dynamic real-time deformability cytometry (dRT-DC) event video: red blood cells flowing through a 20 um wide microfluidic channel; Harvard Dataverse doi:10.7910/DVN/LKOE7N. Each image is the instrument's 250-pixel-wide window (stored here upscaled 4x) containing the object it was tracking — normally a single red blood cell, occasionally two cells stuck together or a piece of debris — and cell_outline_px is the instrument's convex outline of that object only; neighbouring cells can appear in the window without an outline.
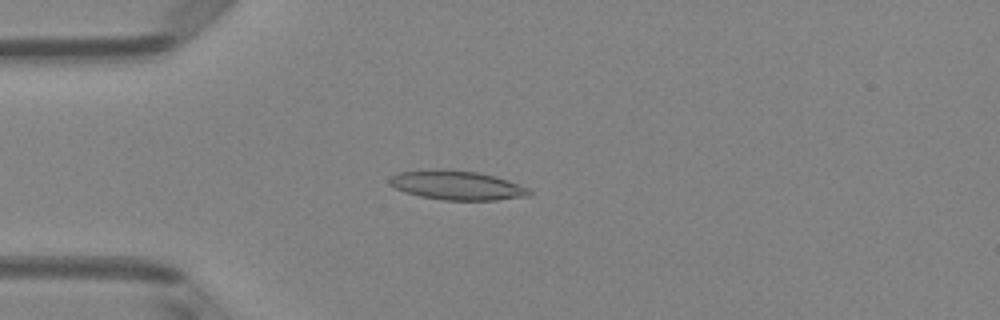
{"species": "Egyptian fruit bat (a non-hibernating species)", "species_latin": "Rousettus aegyptiacus", "temperature_condition": "room temperature", "stored_images_in_passage": 5, "camera_frame_rate_fps": 3000, "um_per_image_px": 0.085, "animal": {"sex": "female"}, "frame": {"image": 1, "passage_image": 4, "time_ms": 1.0, "image_size_px": [1000, 320], "cell_outline_px": [[532, 192], [528, 196], [496, 200], [444, 200], [420, 196], [404, 192], [388, 184], [388, 180], [396, 172], [432, 168], [448, 168], [476, 172], [496, 176], [508, 180], [528, 188]], "centroid_in_image_um": [38.79, 15.73], "position_along_channel_um": 46.2, "area_um2": 24.16}}